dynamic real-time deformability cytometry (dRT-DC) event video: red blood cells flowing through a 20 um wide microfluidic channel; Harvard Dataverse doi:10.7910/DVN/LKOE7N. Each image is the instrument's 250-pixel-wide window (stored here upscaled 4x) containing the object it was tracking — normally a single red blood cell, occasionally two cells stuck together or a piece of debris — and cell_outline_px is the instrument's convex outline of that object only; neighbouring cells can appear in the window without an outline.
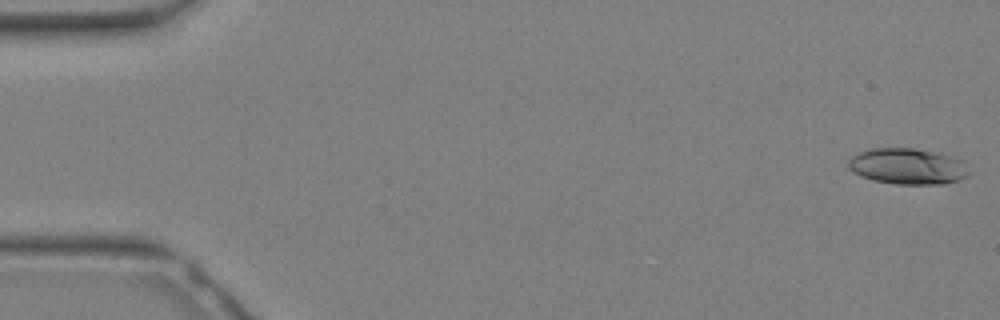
{"species": "Egyptian fruit bat (a non-hibernating species)", "species_latin": "Rousettus aegyptiacus", "temperature_condition": "warm", "stored_images_in_passage": 33, "camera_frame_rate_fps": 3000, "um_per_image_px": 0.085, "animal": {"sex": "female"}, "frame": {"image": 1, "passage_image": 1, "time_ms": 0.0, "image_size_px": [1000, 320], "cell_outline_px": [[968, 172], [960, 180], [944, 184], [896, 184], [872, 180], [860, 176], [848, 168], [848, 160], [852, 156], [860, 152], [872, 148], [912, 148], [948, 156], [960, 160]], "centroid_in_image_um": [77.06, 14.15], "position_along_channel_um": 7.9, "area_um2": 24.85}}
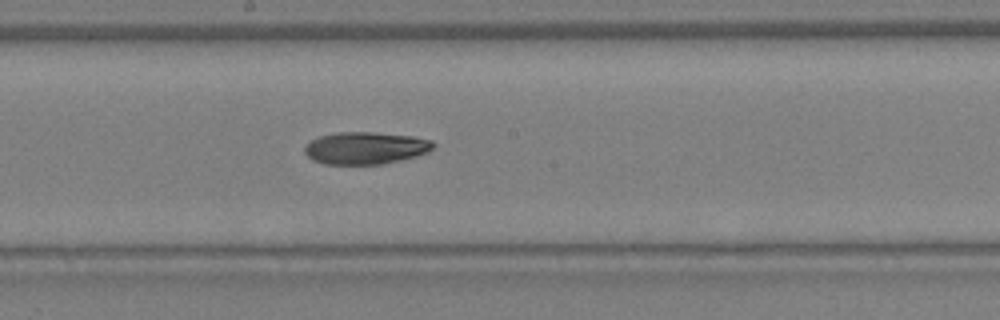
{"frame": {"image": 2, "passage_image": 18, "time_ms": 5.667, "image_size_px": [1000, 320], "cell_outline_px": [[436, 144], [428, 152], [416, 156], [384, 164], [324, 164], [312, 160], [304, 152], [304, 148], [312, 140], [320, 136], [336, 132], [372, 132], [412, 136], [432, 140]], "centroid_in_image_um": [31.08, 12.58], "position_along_channel_um": 217.1, "area_um2": 24.16}}
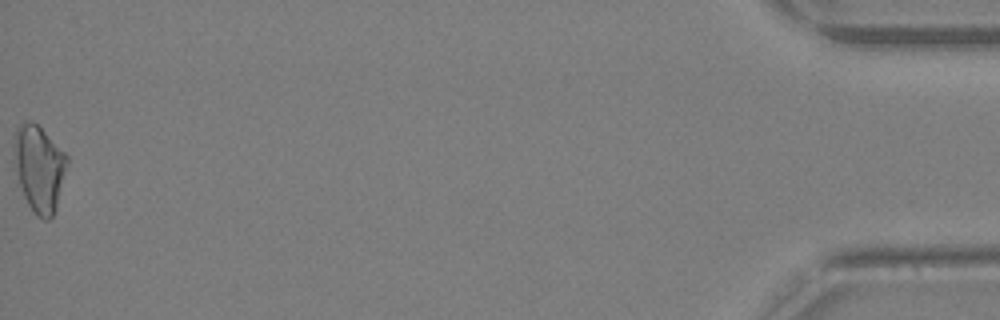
{"frame": {"image": 3, "passage_image": 33, "time_ms": 10.667, "image_size_px": [1000, 320], "cell_outline_px": [[68, 164], [56, 208], [52, 216], [48, 220], [44, 220], [36, 216], [28, 204], [24, 196], [12, 168], [12, 144], [16, 128], [20, 124], [32, 120], [68, 156]], "centroid_in_image_um": [3.27, 14.31], "position_along_channel_um": 431.9, "area_um2": 27.17}}